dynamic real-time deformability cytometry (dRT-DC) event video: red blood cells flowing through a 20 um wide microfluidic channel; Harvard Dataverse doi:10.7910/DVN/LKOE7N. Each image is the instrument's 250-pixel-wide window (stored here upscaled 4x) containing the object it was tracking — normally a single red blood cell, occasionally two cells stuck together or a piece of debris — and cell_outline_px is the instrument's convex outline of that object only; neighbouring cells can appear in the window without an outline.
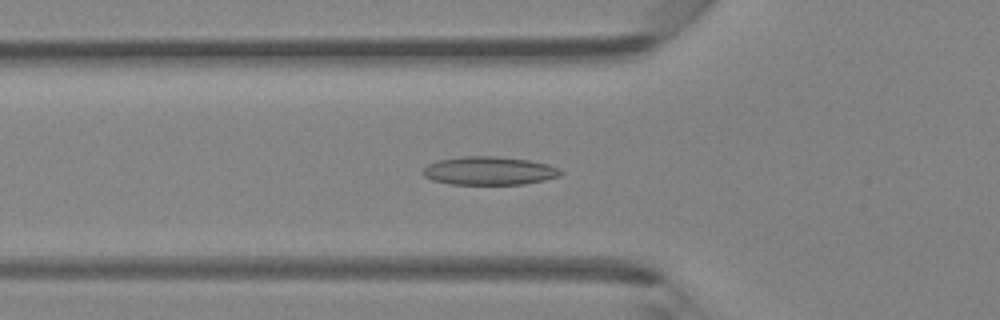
{"species": "Egyptian fruit bat (a non-hibernating species)", "species_latin": "Rousettus aegyptiacus", "temperature_condition": "room temperature", "stored_images_in_passage": 48, "camera_frame_rate_fps": 3000, "um_per_image_px": 0.085, "animal": {"sex": "female"}, "frame": {"image": 1, "passage_image": 17, "time_ms": 5.333, "image_size_px": [1000, 320], "cell_outline_px": [[564, 172], [560, 176], [544, 180], [524, 184], [448, 184], [432, 180], [424, 176], [420, 172], [428, 164], [440, 160], [464, 156], [496, 156], [528, 160], [548, 164]], "centroid_in_image_um": [41.56, 14.52], "position_along_channel_um": 84.2, "area_um2": 22.72}}
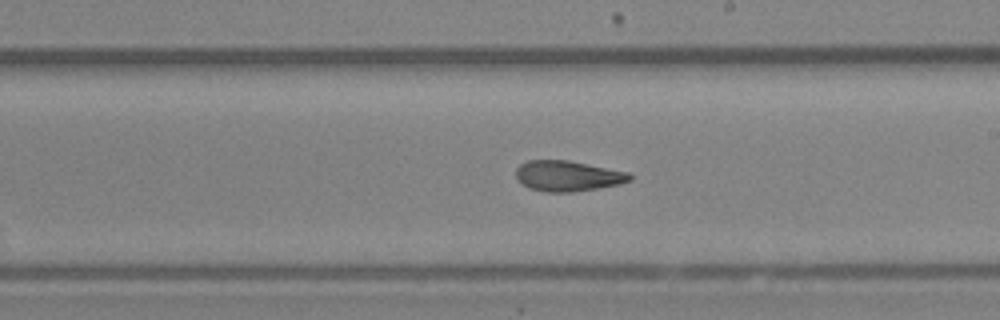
{"frame": {"image": 2, "passage_image": 28, "time_ms": 9.0, "image_size_px": [1000, 320], "cell_outline_px": [[632, 180], [620, 184], [572, 192], [544, 192], [528, 188], [520, 184], [516, 180], [516, 168], [520, 164], [528, 160], [568, 160], [628, 172], [632, 176]], "centroid_in_image_um": [48.21, 14.96], "position_along_channel_um": 240.8, "area_um2": 20.4}}
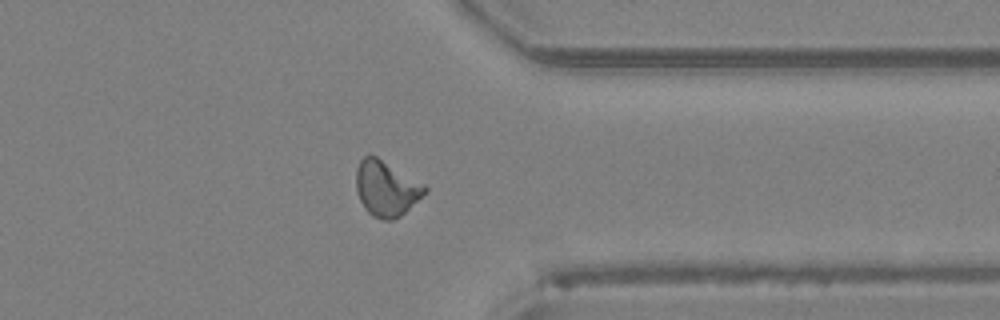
{"frame": {"image": 3, "passage_image": 38, "time_ms": 12.333, "image_size_px": [1000, 320], "cell_outline_px": [[428, 192], [400, 216], [392, 220], [384, 220], [372, 216], [364, 208], [360, 200], [356, 188], [356, 168], [360, 160], [368, 152], [376, 156], [424, 184], [428, 188]], "centroid_in_image_um": [32.82, 16.01], "position_along_channel_um": 378.6, "area_um2": 22.25}, "authors_computed_cell_mechanics": {"area_um2": 21.4149, "velocity_mm_per_s": 4.2841, "shape_relaxation_time_tau1_ms": null, "shape_relaxation_time_tau2_ms": 3.4454, "deformation_change_tau1": null, "deformation_change_tau2": 0.0966}}